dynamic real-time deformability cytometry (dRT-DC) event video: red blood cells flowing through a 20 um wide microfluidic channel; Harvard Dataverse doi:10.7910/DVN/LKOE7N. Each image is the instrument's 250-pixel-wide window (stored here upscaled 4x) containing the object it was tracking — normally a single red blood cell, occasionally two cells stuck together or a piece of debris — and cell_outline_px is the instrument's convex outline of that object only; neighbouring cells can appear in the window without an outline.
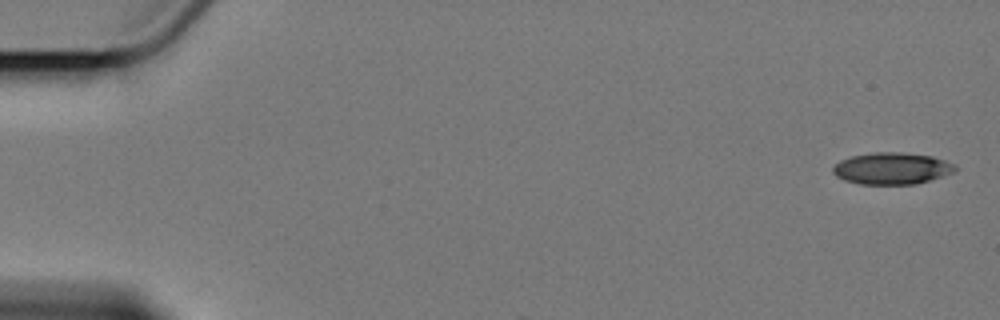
{"species": "Egyptian fruit bat (a non-hibernating species)", "species_latin": "Rousettus aegyptiacus", "temperature_condition": "cold", "stored_images_in_passage": 3, "camera_frame_rate_fps": 3000, "um_per_image_px": 0.085, "animal": {"sex": "female"}, "frame": {"image": 1, "passage_image": 1, "time_ms": 0.0, "image_size_px": [1000, 320], "cell_outline_px": [[956, 168], [952, 172], [916, 184], [860, 184], [844, 180], [836, 176], [832, 172], [832, 168], [840, 160], [852, 156], [872, 152], [900, 152], [932, 156], [956, 164]], "centroid_in_image_um": [75.77, 14.31], "position_along_channel_um": 9.2, "area_um2": 22.48}}